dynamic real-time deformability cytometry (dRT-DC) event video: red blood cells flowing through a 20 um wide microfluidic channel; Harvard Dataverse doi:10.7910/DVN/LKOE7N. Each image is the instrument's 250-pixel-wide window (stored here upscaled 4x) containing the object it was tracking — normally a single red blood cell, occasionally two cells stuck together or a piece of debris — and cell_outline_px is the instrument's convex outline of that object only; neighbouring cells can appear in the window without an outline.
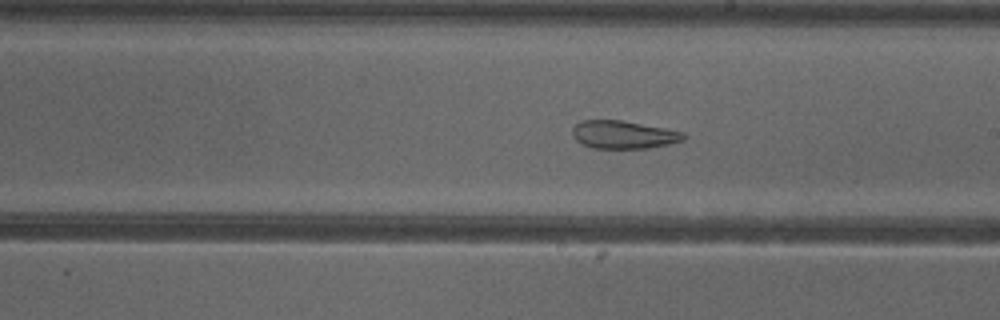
{"species": "common noctule bat (a hibernating species)", "species_latin": "Nyctalus noctula", "temperature_condition": "cold", "stored_images_in_passage": 54, "camera_frame_rate_fps": 3000, "um_per_image_px": 0.085, "animal": {"sex": "female"}, "frame": {"image": 1, "passage_image": 31, "time_ms": 10.0, "image_size_px": [1000, 320], "cell_outline_px": [[688, 136], [684, 140], [668, 144], [648, 148], [592, 148], [576, 140], [572, 136], [572, 128], [580, 120], [620, 120], [668, 128], [684, 132]], "centroid_in_image_um": [53.02, 11.44], "position_along_channel_um": 236.0, "area_um2": 18.26}, "authors_computed_cell_mechanics": {"area_um2": 26.1834, "velocity_mm_per_s": 3.85, "shape_relaxation_time_tau1_ms": null, "shape_relaxation_time_tau2_ms": 2.3177, "deformation_change_tau1": null, "deformation_change_tau2": 0.0968}}